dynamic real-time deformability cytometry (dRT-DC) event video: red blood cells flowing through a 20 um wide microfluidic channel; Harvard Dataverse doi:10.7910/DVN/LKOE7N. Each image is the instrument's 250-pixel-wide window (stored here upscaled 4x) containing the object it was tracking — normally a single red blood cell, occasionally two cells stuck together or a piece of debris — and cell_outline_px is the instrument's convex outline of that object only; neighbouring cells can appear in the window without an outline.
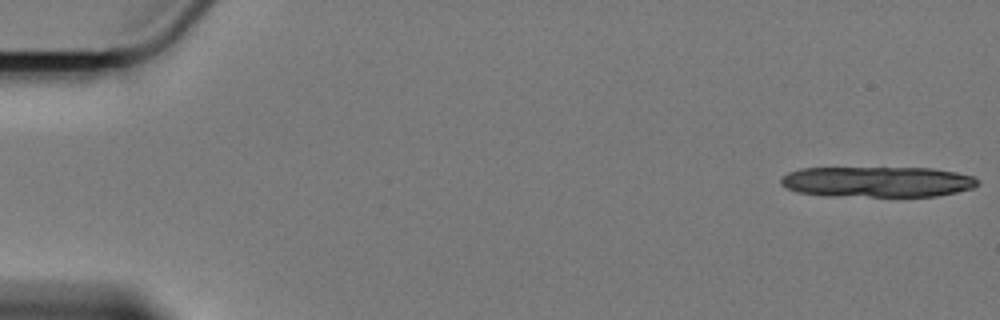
{"species": "Egyptian fruit bat (a non-hibernating species)", "species_latin": "Rousettus aegyptiacus", "temperature_condition": "cold", "stored_images_in_passage": 15, "camera_frame_rate_fps": 3000, "um_per_image_px": 0.085, "animal": {"sex": "female"}, "frame": {"image": 1, "passage_image": 1, "time_ms": 0.0, "image_size_px": [1000, 320], "cell_outline_px": [[980, 184], [972, 188], [956, 192], [936, 196], [820, 196], [796, 192], [780, 184], [780, 176], [788, 172], [800, 168], [932, 168], [956, 172], [976, 176], [980, 180]], "centroid_in_image_um": [74.56, 15.45], "position_along_channel_um": 10.4, "area_um2": 35.6}}